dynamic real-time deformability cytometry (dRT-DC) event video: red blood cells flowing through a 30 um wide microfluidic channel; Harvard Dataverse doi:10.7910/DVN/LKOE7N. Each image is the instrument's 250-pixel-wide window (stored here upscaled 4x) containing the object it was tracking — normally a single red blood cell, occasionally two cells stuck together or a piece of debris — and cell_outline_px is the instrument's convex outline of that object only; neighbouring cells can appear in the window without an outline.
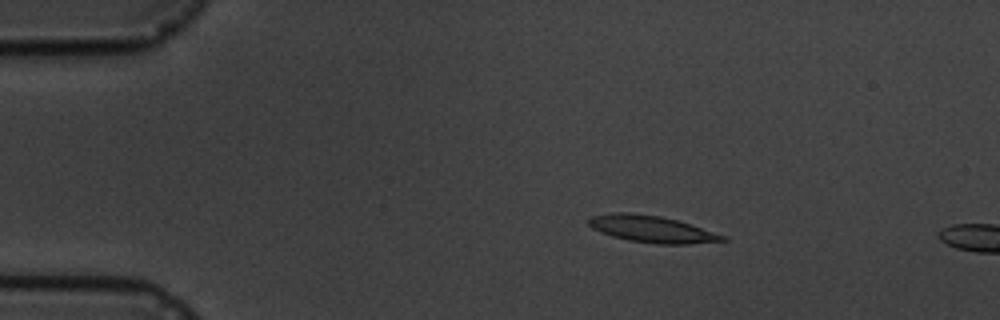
{"species": "common noctule bat (a hibernating species)", "species_latin": "Nyctalus noctula", "temperature_condition": "cold", "stored_images_in_passage": 5, "camera_frame_rate_fps": 3000, "um_per_image_px": 0.085, "animal": {"sex": "male", "body_mass_g": 19.5, "forearm_length_mm": 54.6}, "frame": {"image": 1, "passage_image": 3, "time_ms": 3.0, "image_size_px": [1000, 320], "cell_outline_px": [[728, 240], [688, 244], [656, 244], [628, 240], [612, 236], [600, 232], [592, 228], [588, 224], [588, 220], [592, 216], [612, 212], [632, 212], [660, 216], [692, 224], [728, 236]], "centroid_in_image_um": [55.42, 19.47], "position_along_channel_um": 29.6, "area_um2": 21.1}}